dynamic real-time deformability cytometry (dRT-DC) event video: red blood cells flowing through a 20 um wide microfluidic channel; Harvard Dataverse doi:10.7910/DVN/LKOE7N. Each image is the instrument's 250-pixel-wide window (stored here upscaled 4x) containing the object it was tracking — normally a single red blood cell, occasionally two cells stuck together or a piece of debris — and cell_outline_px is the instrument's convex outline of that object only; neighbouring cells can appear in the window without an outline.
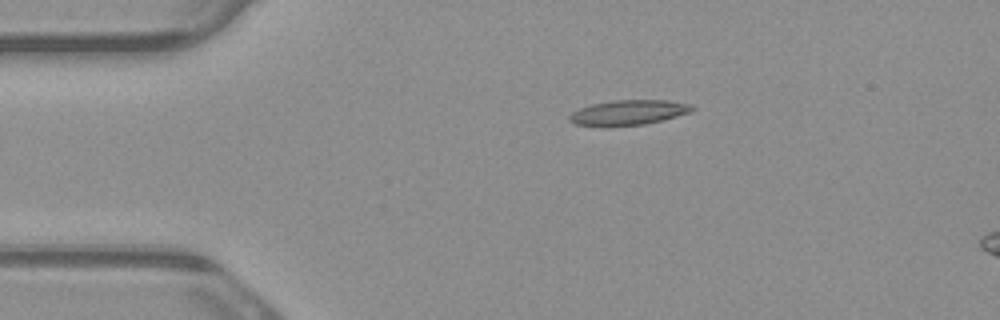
{"species": "common noctule bat (a hibernating species)", "species_latin": "Nyctalus noctula", "temperature_condition": "warm", "stored_images_in_passage": 3, "camera_frame_rate_fps": 3000, "um_per_image_px": 0.085, "animal": {"sex": "male", "body_mass_g": 23.1, "forearm_length_mm": 52.7}, "frame": {"image": 1, "passage_image": 3, "time_ms": 0.667, "image_size_px": [1000, 320], "cell_outline_px": [[696, 108], [692, 112], [644, 124], [604, 128], [600, 128], [576, 124], [568, 120], [568, 116], [572, 112], [580, 108], [592, 104], [616, 100], [668, 100], [692, 104]], "centroid_in_image_um": [53.39, 9.58], "position_along_channel_um": 31.6, "area_um2": 18.26}}